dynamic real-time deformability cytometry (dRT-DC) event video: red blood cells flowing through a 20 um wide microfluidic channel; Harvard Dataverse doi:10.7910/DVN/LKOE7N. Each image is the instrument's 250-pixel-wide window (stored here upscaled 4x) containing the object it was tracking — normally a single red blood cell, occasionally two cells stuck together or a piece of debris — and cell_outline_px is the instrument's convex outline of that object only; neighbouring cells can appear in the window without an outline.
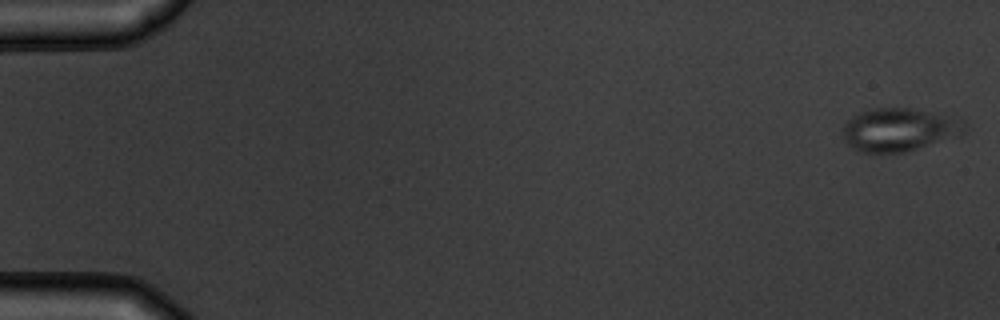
{"species": "common noctule bat (a hibernating species)", "species_latin": "Nyctalus noctula", "temperature_condition": "warm", "stored_images_in_passage": 7, "camera_frame_rate_fps": 3000, "um_per_image_px": 0.085, "animal": {"sex": "male", "body_mass_g": 19.5, "forearm_length_mm": 54.6}, "frame": {"image": 1, "passage_image": 1, "time_ms": 0.0, "image_size_px": [1000, 320], "cell_outline_px": [[964, 132], [960, 136], [904, 152], [860, 152], [852, 148], [844, 140], [844, 124], [852, 116], [860, 112], [872, 108], [908, 108], [928, 112], [964, 120]], "centroid_in_image_um": [76.4, 11.03], "position_along_channel_um": 8.6, "area_um2": 30.23}}